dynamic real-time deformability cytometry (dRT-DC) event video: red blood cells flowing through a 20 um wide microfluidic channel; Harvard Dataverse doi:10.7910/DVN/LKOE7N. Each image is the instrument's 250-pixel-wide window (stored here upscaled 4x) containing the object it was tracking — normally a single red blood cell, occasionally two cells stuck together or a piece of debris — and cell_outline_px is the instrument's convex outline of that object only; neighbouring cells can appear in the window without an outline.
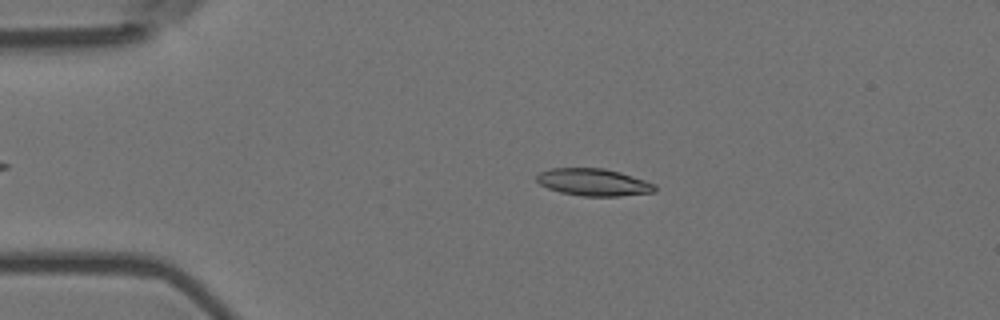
{"species": "Egyptian fruit bat (a non-hibernating species)", "species_latin": "Rousettus aegyptiacus", "temperature_condition": "room temperature", "stored_images_in_passage": 4, "camera_frame_rate_fps": 3000, "um_per_image_px": 0.085, "animal": {"sex": "female"}, "frame": {"image": 1, "passage_image": 1, "time_ms": 0.0, "image_size_px": [1000, 320], "cell_outline_px": [[656, 192], [620, 196], [580, 196], [560, 192], [548, 188], [540, 184], [536, 180], [536, 176], [540, 172], [552, 168], [604, 168], [620, 172], [656, 184]], "centroid_in_image_um": [50.46, 15.49], "position_along_channel_um": 34.5, "area_um2": 18.79}}
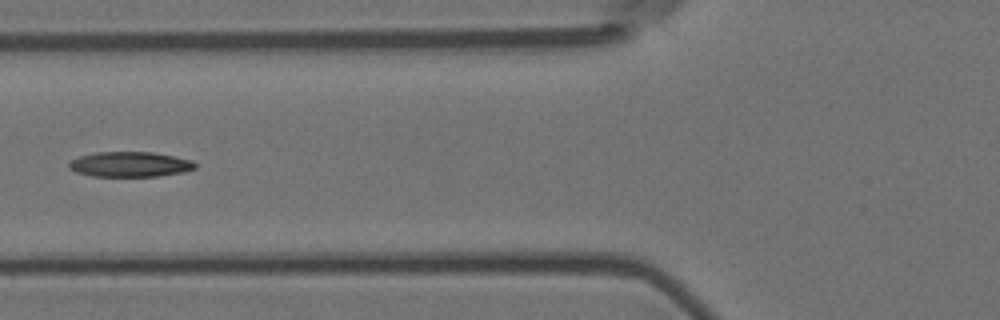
{"frame": {"image": 2, "passage_image": 4, "time_ms": 1.0, "image_size_px": [1000, 320], "cell_outline_px": [[196, 168], [184, 172], [160, 176], [92, 176], [76, 172], [68, 168], [68, 164], [72, 160], [80, 156], [96, 152], [152, 152], [192, 160], [196, 164]], "centroid_in_image_um": [11.05, 13.97], "position_along_channel_um": 114.7, "area_um2": 18.44}}